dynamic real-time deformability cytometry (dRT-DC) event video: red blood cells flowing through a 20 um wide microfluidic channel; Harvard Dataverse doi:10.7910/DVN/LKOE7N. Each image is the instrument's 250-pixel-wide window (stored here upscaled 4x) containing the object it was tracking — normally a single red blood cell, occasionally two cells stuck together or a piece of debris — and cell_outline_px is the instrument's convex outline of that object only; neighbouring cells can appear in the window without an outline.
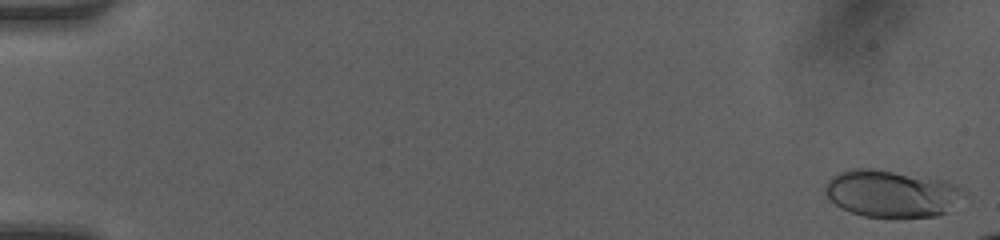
{"species": "human", "species_latin": "Homo sapiens", "temperature_condition": "room temperature", "stored_images_in_passage": 46, "camera_frame_rate_fps": 3000, "um_per_image_px": 0.085, "donor": {"sex": "female"}, "frame": {"image": 1, "passage_image": 1, "time_ms": 0.0, "image_size_px": [1000, 240], "cell_outline_px": [[968, 196], [948, 212], [936, 216], [864, 216], [840, 208], [824, 192], [824, 184], [832, 176], [840, 172], [852, 168], [872, 168], [948, 180], [964, 188]], "centroid_in_image_um": [75.86, 16.43], "position_along_channel_um": 9.1, "area_um2": 38.44}}
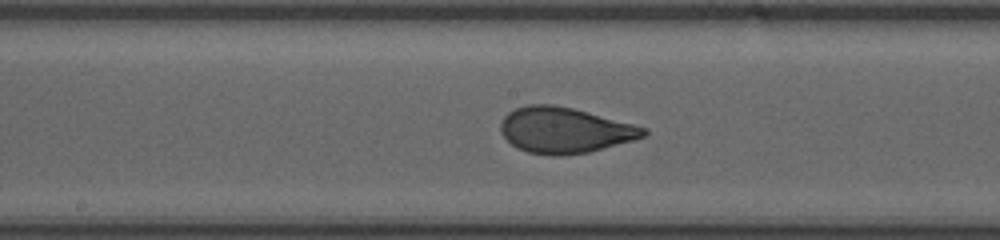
{"frame": {"image": 2, "passage_image": 27, "time_ms": 8.667, "image_size_px": [1000, 240], "cell_outline_px": [[648, 132], [644, 136], [632, 140], [588, 152], [560, 156], [552, 156], [528, 152], [516, 148], [500, 132], [500, 124], [504, 116], [508, 112], [516, 108], [528, 104], [552, 104], [572, 108], [648, 128]], "centroid_in_image_um": [47.96, 11.07], "position_along_channel_um": 200.2, "area_um2": 37.86}}
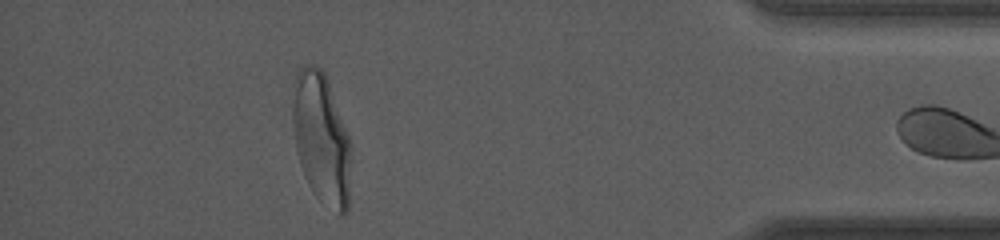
{"frame": {"image": 3, "passage_image": 45, "time_ms": 14.667, "image_size_px": [1000, 240], "cell_outline_px": [[348, 208], [344, 216], [340, 216], [320, 200], [312, 192], [304, 176], [300, 164], [296, 148], [292, 120], [292, 84], [296, 72], [300, 64], [312, 64], [320, 68], [324, 72], [328, 80], [348, 136]], "centroid_in_image_um": [27.25, 11.7], "position_along_channel_um": 408.0, "area_um2": 44.27}}